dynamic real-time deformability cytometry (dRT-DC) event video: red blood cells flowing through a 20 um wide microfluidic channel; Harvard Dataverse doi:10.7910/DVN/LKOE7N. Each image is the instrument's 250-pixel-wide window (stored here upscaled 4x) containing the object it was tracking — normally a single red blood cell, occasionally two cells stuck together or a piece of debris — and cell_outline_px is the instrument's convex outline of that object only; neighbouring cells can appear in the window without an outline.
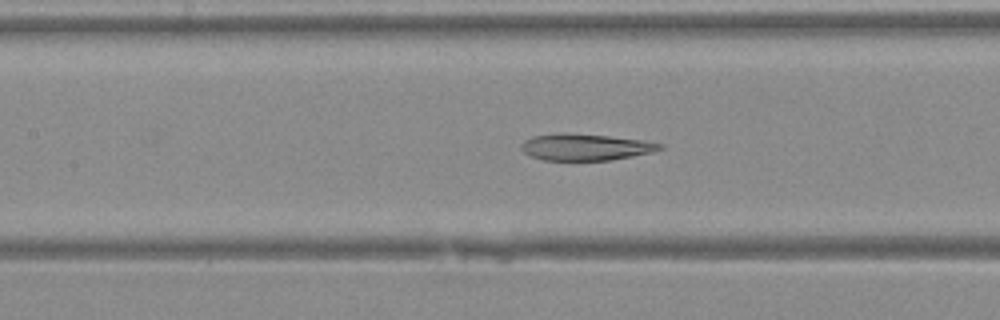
{"species": "Egyptian fruit bat (a non-hibernating species)", "species_latin": "Rousettus aegyptiacus", "temperature_condition": "warm", "stored_images_in_passage": 41, "camera_frame_rate_fps": 3000, "um_per_image_px": 0.085, "animal": {"sex": "female"}, "frame": {"image": 1, "passage_image": 19, "time_ms": 6.0, "image_size_px": [1000, 320], "cell_outline_px": [[664, 148], [652, 152], [632, 156], [608, 160], [544, 160], [532, 156], [524, 152], [520, 148], [520, 144], [524, 140], [532, 136], [560, 132], [568, 132], [608, 136], [640, 140], [664, 144]], "centroid_in_image_um": [49.72, 12.49], "position_along_channel_um": 157.7, "area_um2": 21.5}}
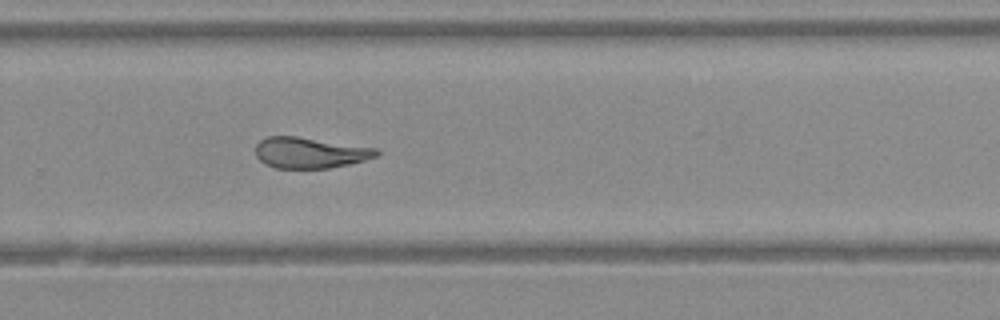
{"frame": {"image": 2, "passage_image": 28, "time_ms": 9.0, "image_size_px": [1000, 320], "cell_outline_px": [[380, 152], [376, 156], [364, 160], [348, 164], [328, 168], [276, 168], [264, 164], [256, 156], [256, 144], [260, 140], [268, 136], [296, 136], [376, 148]], "centroid_in_image_um": [26.31, 12.98], "position_along_channel_um": 303.5, "area_um2": 21.62}}
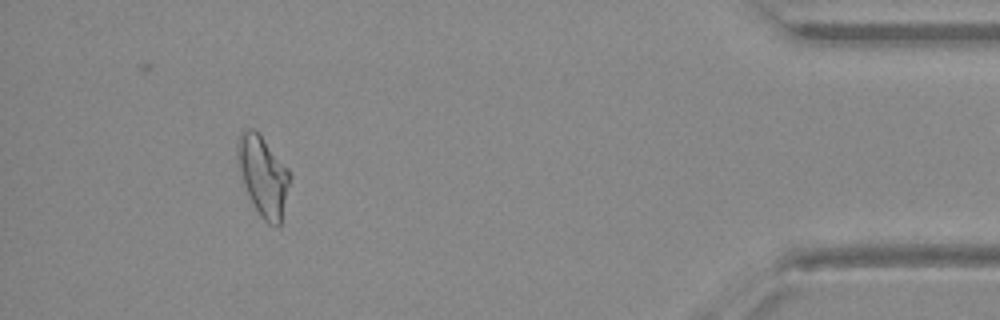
{"frame": {"image": 3, "passage_image": 38, "time_ms": 12.333, "image_size_px": [1000, 320], "cell_outline_px": [[292, 176], [280, 224], [276, 228], [268, 224], [260, 216], [244, 184], [236, 152], [236, 144], [240, 136], [248, 128], [256, 128], [288, 168]], "centroid_in_image_um": [22.4, 14.93], "position_along_channel_um": 412.8, "area_um2": 24.22}}